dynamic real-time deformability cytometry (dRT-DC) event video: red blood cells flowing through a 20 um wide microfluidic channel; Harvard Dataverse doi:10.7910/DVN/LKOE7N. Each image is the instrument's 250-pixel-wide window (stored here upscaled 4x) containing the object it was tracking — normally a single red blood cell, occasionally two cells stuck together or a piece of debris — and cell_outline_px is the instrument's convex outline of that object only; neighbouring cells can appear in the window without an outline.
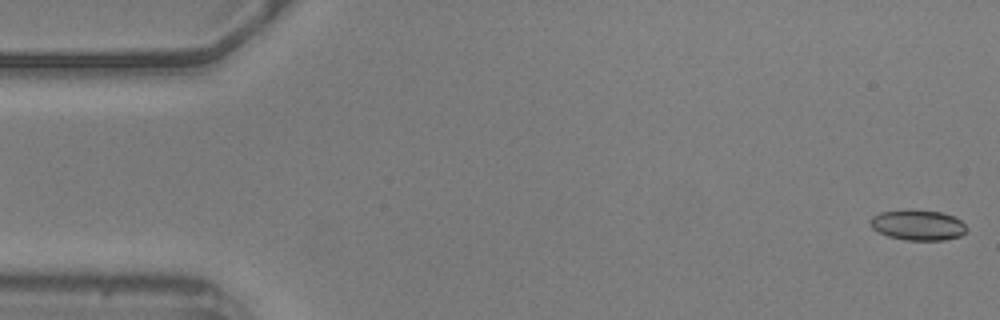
{"species": "common noctule bat (a hibernating species)", "species_latin": "Nyctalus noctula", "temperature_condition": "warm", "stored_images_in_passage": 51, "camera_frame_rate_fps": 3000, "um_per_image_px": 0.085, "animal": {"sex": "male", "body_mass_g": 20.5, "forearm_length_mm": 52.5}, "frame": {"image": 1, "passage_image": 1, "time_ms": 0.0, "image_size_px": [1000, 320], "cell_outline_px": [[968, 228], [960, 236], [944, 240], [904, 240], [888, 236], [872, 228], [868, 220], [872, 216], [880, 212], [940, 212], [956, 216]], "centroid_in_image_um": [78.03, 19.17], "position_along_channel_um": 7.0, "area_um2": 16.53}}
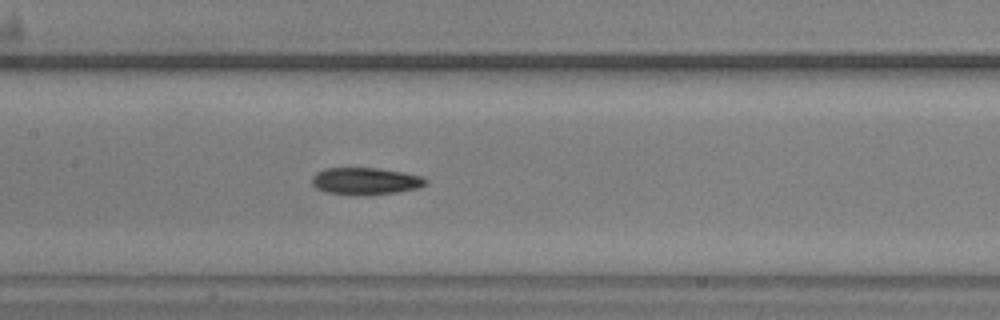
{"frame": {"image": 2, "passage_image": 26, "time_ms": 8.333, "image_size_px": [1000, 320], "cell_outline_px": [[428, 180], [420, 188], [396, 192], [364, 196], [352, 196], [324, 192], [316, 188], [312, 184], [312, 176], [316, 172], [328, 168], [376, 168], [404, 172], [420, 176]], "centroid_in_image_um": [31.03, 15.41], "position_along_channel_um": 176.4, "area_um2": 18.21}}
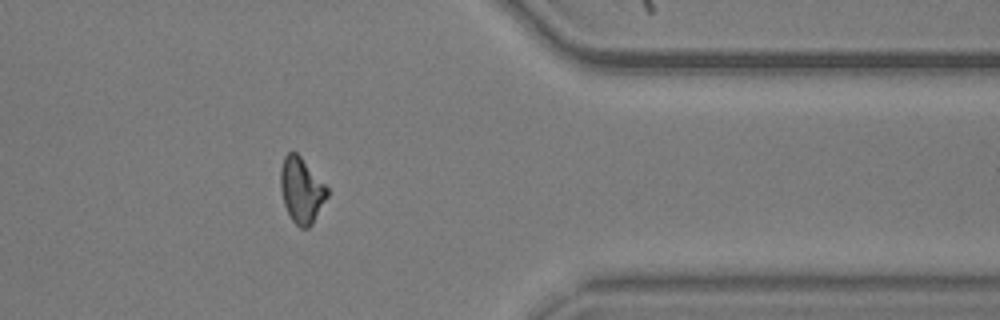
{"frame": {"image": 3, "passage_image": 45, "time_ms": 14.667, "image_size_px": [1000, 320], "cell_outline_px": [[328, 196], [312, 224], [308, 228], [300, 228], [292, 220], [284, 204], [280, 188], [280, 168], [284, 156], [288, 152], [296, 152], [300, 156], [328, 188]], "centroid_in_image_um": [25.61, 16.17], "position_along_channel_um": 385.8, "area_um2": 17.69}, "authors_computed_cell_mechanics": {"area_um2": 18.1492, "velocity_mm_per_s": 3.5966, "shape_relaxation_time_tau1_ms": 4.2421, "shape_relaxation_time_tau2_ms": null, "deformation_change_tau1": 0.1247, "deformation_change_tau2": null}}